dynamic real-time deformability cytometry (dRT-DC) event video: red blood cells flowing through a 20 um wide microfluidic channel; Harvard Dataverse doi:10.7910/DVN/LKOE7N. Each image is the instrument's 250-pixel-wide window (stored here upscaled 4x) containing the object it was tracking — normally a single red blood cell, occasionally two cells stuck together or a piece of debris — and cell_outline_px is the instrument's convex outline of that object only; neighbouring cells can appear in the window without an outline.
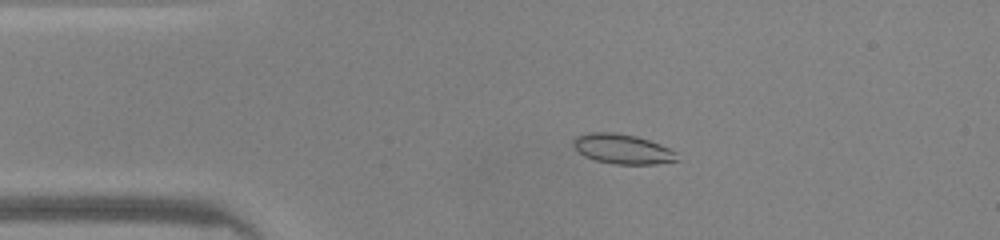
{"species": "common noctule bat (a hibernating species)", "species_latin": "Nyctalus noctula", "temperature_condition": "warm", "stored_images_in_passage": 47, "camera_frame_rate_fps": 3000, "um_per_image_px": 0.085, "animal": {"sex": "male", "body_mass_g": 20.0, "forearm_length_mm": 53.3}, "frame": {"image": 1, "passage_image": 9, "time_ms": 2.667, "image_size_px": [1000, 240], "cell_outline_px": [[680, 160], [656, 164], [616, 164], [596, 160], [584, 156], [572, 144], [572, 140], [576, 136], [588, 132], [616, 132], [636, 136], [660, 144], [676, 152]], "centroid_in_image_um": [52.91, 12.66], "position_along_channel_um": 32.1, "area_um2": 18.03}}
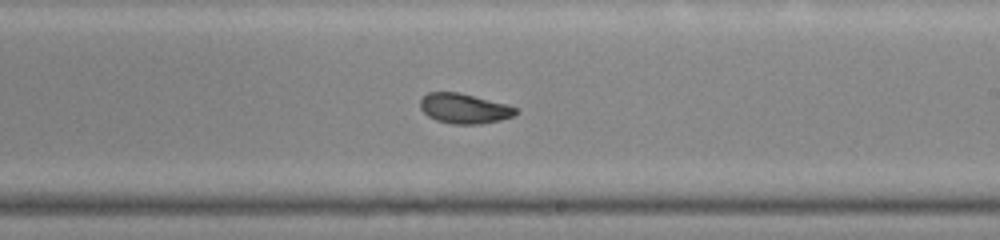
{"frame": {"image": 2, "passage_image": 27, "time_ms": 8.667, "image_size_px": [1000, 240], "cell_outline_px": [[520, 112], [512, 116], [500, 120], [480, 124], [452, 124], [436, 120], [428, 116], [420, 108], [420, 100], [428, 92], [456, 92], [508, 104], [516, 108]], "centroid_in_image_um": [39.46, 9.23], "position_along_channel_um": 249.5, "area_um2": 16.65}}
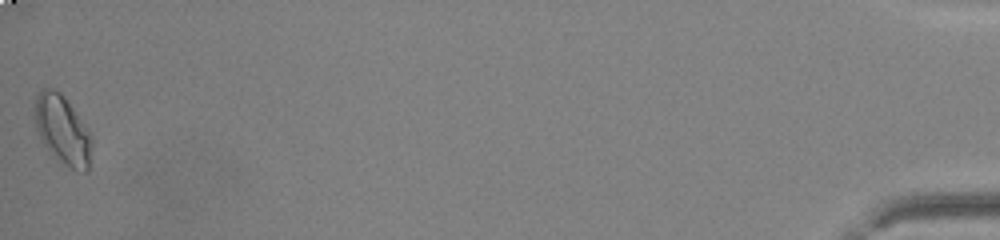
{"frame": {"image": 3, "passage_image": 47, "time_ms": 15.333, "image_size_px": [1000, 240], "cell_outline_px": [[92, 144], [88, 172], [76, 172], [60, 164], [44, 144], [36, 128], [36, 96], [44, 88], [52, 88], [60, 92], [64, 96], [92, 136]], "centroid_in_image_um": [5.35, 11.12], "position_along_channel_um": 429.8, "area_um2": 22.77}, "authors_computed_cell_mechanics": {"area_um2": 17.5134, "velocity_mm_per_s": 4.2573, "shape_relaxation_time_tau1_ms": 9.1877, "shape_relaxation_time_tau2_ms": 2.2461, "deformation_change_tau1": 0.1867, "deformation_change_tau2": 0.0469}}